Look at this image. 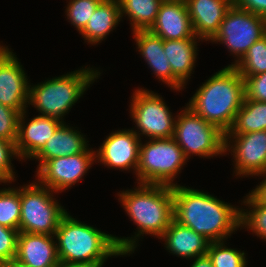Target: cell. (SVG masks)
Segmentation results:
<instances>
[{
    "label": "cell",
    "instance_id": "9a60e30c",
    "mask_svg": "<svg viewBox=\"0 0 266 267\" xmlns=\"http://www.w3.org/2000/svg\"><path fill=\"white\" fill-rule=\"evenodd\" d=\"M26 110L19 115L16 150L20 159L33 158L45 145L46 141L64 122L53 117L39 115L25 122Z\"/></svg>",
    "mask_w": 266,
    "mask_h": 267
},
{
    "label": "cell",
    "instance_id": "74e56055",
    "mask_svg": "<svg viewBox=\"0 0 266 267\" xmlns=\"http://www.w3.org/2000/svg\"><path fill=\"white\" fill-rule=\"evenodd\" d=\"M104 262H80L60 265V267H102Z\"/></svg>",
    "mask_w": 266,
    "mask_h": 267
},
{
    "label": "cell",
    "instance_id": "ba28073f",
    "mask_svg": "<svg viewBox=\"0 0 266 267\" xmlns=\"http://www.w3.org/2000/svg\"><path fill=\"white\" fill-rule=\"evenodd\" d=\"M53 192L36 182L19 188V232L55 235L59 222L67 211L53 198Z\"/></svg>",
    "mask_w": 266,
    "mask_h": 267
},
{
    "label": "cell",
    "instance_id": "30bf717a",
    "mask_svg": "<svg viewBox=\"0 0 266 267\" xmlns=\"http://www.w3.org/2000/svg\"><path fill=\"white\" fill-rule=\"evenodd\" d=\"M131 117L137 128L135 133L149 139L171 138L174 133L175 118L162 97L153 91L136 89L132 96ZM140 132V133H139Z\"/></svg>",
    "mask_w": 266,
    "mask_h": 267
},
{
    "label": "cell",
    "instance_id": "7402d4cb",
    "mask_svg": "<svg viewBox=\"0 0 266 267\" xmlns=\"http://www.w3.org/2000/svg\"><path fill=\"white\" fill-rule=\"evenodd\" d=\"M198 38L163 40V48L168 58L172 74L185 86L190 79L197 57Z\"/></svg>",
    "mask_w": 266,
    "mask_h": 267
},
{
    "label": "cell",
    "instance_id": "e575fe53",
    "mask_svg": "<svg viewBox=\"0 0 266 267\" xmlns=\"http://www.w3.org/2000/svg\"><path fill=\"white\" fill-rule=\"evenodd\" d=\"M234 5L266 18V0H233Z\"/></svg>",
    "mask_w": 266,
    "mask_h": 267
},
{
    "label": "cell",
    "instance_id": "9c48e42d",
    "mask_svg": "<svg viewBox=\"0 0 266 267\" xmlns=\"http://www.w3.org/2000/svg\"><path fill=\"white\" fill-rule=\"evenodd\" d=\"M266 34V18L234 4L226 13L218 32L210 40L225 44L239 61L257 40Z\"/></svg>",
    "mask_w": 266,
    "mask_h": 267
},
{
    "label": "cell",
    "instance_id": "277c9868",
    "mask_svg": "<svg viewBox=\"0 0 266 267\" xmlns=\"http://www.w3.org/2000/svg\"><path fill=\"white\" fill-rule=\"evenodd\" d=\"M54 236L61 265L105 262L108 257L123 255L115 236L75 220L68 212L61 218Z\"/></svg>",
    "mask_w": 266,
    "mask_h": 267
},
{
    "label": "cell",
    "instance_id": "603a6c76",
    "mask_svg": "<svg viewBox=\"0 0 266 267\" xmlns=\"http://www.w3.org/2000/svg\"><path fill=\"white\" fill-rule=\"evenodd\" d=\"M121 19L118 0H103L90 17L81 35L90 44H97L115 29Z\"/></svg>",
    "mask_w": 266,
    "mask_h": 267
},
{
    "label": "cell",
    "instance_id": "7c38bea8",
    "mask_svg": "<svg viewBox=\"0 0 266 267\" xmlns=\"http://www.w3.org/2000/svg\"><path fill=\"white\" fill-rule=\"evenodd\" d=\"M228 141L233 142L234 145L233 143L230 145L231 143ZM224 149L225 152L228 150L230 152L232 149L231 154L233 152L236 175L244 177L246 175L259 176V174L266 173V130L243 134H225Z\"/></svg>",
    "mask_w": 266,
    "mask_h": 267
},
{
    "label": "cell",
    "instance_id": "2e32d148",
    "mask_svg": "<svg viewBox=\"0 0 266 267\" xmlns=\"http://www.w3.org/2000/svg\"><path fill=\"white\" fill-rule=\"evenodd\" d=\"M150 32L163 40L197 38L194 34L186 1L162 2Z\"/></svg>",
    "mask_w": 266,
    "mask_h": 267
},
{
    "label": "cell",
    "instance_id": "d6a6232c",
    "mask_svg": "<svg viewBox=\"0 0 266 267\" xmlns=\"http://www.w3.org/2000/svg\"><path fill=\"white\" fill-rule=\"evenodd\" d=\"M19 231L0 224V264L16 258Z\"/></svg>",
    "mask_w": 266,
    "mask_h": 267
},
{
    "label": "cell",
    "instance_id": "f1b7e54d",
    "mask_svg": "<svg viewBox=\"0 0 266 267\" xmlns=\"http://www.w3.org/2000/svg\"><path fill=\"white\" fill-rule=\"evenodd\" d=\"M207 255L213 267H246L245 253L227 248L224 241L210 242Z\"/></svg>",
    "mask_w": 266,
    "mask_h": 267
},
{
    "label": "cell",
    "instance_id": "e0dca14e",
    "mask_svg": "<svg viewBox=\"0 0 266 267\" xmlns=\"http://www.w3.org/2000/svg\"><path fill=\"white\" fill-rule=\"evenodd\" d=\"M54 235L19 232L16 260L28 267H60Z\"/></svg>",
    "mask_w": 266,
    "mask_h": 267
},
{
    "label": "cell",
    "instance_id": "ab89813d",
    "mask_svg": "<svg viewBox=\"0 0 266 267\" xmlns=\"http://www.w3.org/2000/svg\"><path fill=\"white\" fill-rule=\"evenodd\" d=\"M161 2H177V1H185V0H160Z\"/></svg>",
    "mask_w": 266,
    "mask_h": 267
},
{
    "label": "cell",
    "instance_id": "4fadbf2b",
    "mask_svg": "<svg viewBox=\"0 0 266 267\" xmlns=\"http://www.w3.org/2000/svg\"><path fill=\"white\" fill-rule=\"evenodd\" d=\"M17 59L8 47L0 45V103L22 113L28 107L30 83Z\"/></svg>",
    "mask_w": 266,
    "mask_h": 267
},
{
    "label": "cell",
    "instance_id": "3957f363",
    "mask_svg": "<svg viewBox=\"0 0 266 267\" xmlns=\"http://www.w3.org/2000/svg\"><path fill=\"white\" fill-rule=\"evenodd\" d=\"M244 97L242 76L233 66H227L204 82L187 106L226 133L242 107Z\"/></svg>",
    "mask_w": 266,
    "mask_h": 267
},
{
    "label": "cell",
    "instance_id": "ac0fdd59",
    "mask_svg": "<svg viewBox=\"0 0 266 267\" xmlns=\"http://www.w3.org/2000/svg\"><path fill=\"white\" fill-rule=\"evenodd\" d=\"M194 34L205 41L218 32L233 0H185Z\"/></svg>",
    "mask_w": 266,
    "mask_h": 267
},
{
    "label": "cell",
    "instance_id": "f35d334b",
    "mask_svg": "<svg viewBox=\"0 0 266 267\" xmlns=\"http://www.w3.org/2000/svg\"><path fill=\"white\" fill-rule=\"evenodd\" d=\"M0 267H28V266L21 264L16 259H13L8 262L0 264Z\"/></svg>",
    "mask_w": 266,
    "mask_h": 267
},
{
    "label": "cell",
    "instance_id": "d6986e66",
    "mask_svg": "<svg viewBox=\"0 0 266 267\" xmlns=\"http://www.w3.org/2000/svg\"><path fill=\"white\" fill-rule=\"evenodd\" d=\"M134 39L138 51L154 74L173 90L180 91L184 85L172 74V70L163 48V39L149 30L135 31Z\"/></svg>",
    "mask_w": 266,
    "mask_h": 267
},
{
    "label": "cell",
    "instance_id": "4316f807",
    "mask_svg": "<svg viewBox=\"0 0 266 267\" xmlns=\"http://www.w3.org/2000/svg\"><path fill=\"white\" fill-rule=\"evenodd\" d=\"M21 200L19 189L0 190V224L19 231Z\"/></svg>",
    "mask_w": 266,
    "mask_h": 267
},
{
    "label": "cell",
    "instance_id": "8fae6325",
    "mask_svg": "<svg viewBox=\"0 0 266 267\" xmlns=\"http://www.w3.org/2000/svg\"><path fill=\"white\" fill-rule=\"evenodd\" d=\"M96 151L87 148L83 153L56 157L37 168L38 183L55 191L67 190L87 173Z\"/></svg>",
    "mask_w": 266,
    "mask_h": 267
},
{
    "label": "cell",
    "instance_id": "484cf974",
    "mask_svg": "<svg viewBox=\"0 0 266 267\" xmlns=\"http://www.w3.org/2000/svg\"><path fill=\"white\" fill-rule=\"evenodd\" d=\"M241 76H254L266 72V34L247 50L235 64H231Z\"/></svg>",
    "mask_w": 266,
    "mask_h": 267
},
{
    "label": "cell",
    "instance_id": "44dd1931",
    "mask_svg": "<svg viewBox=\"0 0 266 267\" xmlns=\"http://www.w3.org/2000/svg\"><path fill=\"white\" fill-rule=\"evenodd\" d=\"M80 133L63 122L32 159L40 160V167L45 161L56 157L83 153L88 148L89 141Z\"/></svg>",
    "mask_w": 266,
    "mask_h": 267
},
{
    "label": "cell",
    "instance_id": "5bb4252c",
    "mask_svg": "<svg viewBox=\"0 0 266 267\" xmlns=\"http://www.w3.org/2000/svg\"><path fill=\"white\" fill-rule=\"evenodd\" d=\"M141 138L132 129L113 132L103 141L95 153L98 162L110 168L136 170L139 164Z\"/></svg>",
    "mask_w": 266,
    "mask_h": 267
},
{
    "label": "cell",
    "instance_id": "ffe728a7",
    "mask_svg": "<svg viewBox=\"0 0 266 267\" xmlns=\"http://www.w3.org/2000/svg\"><path fill=\"white\" fill-rule=\"evenodd\" d=\"M160 239L165 240L170 253L181 258L192 259L207 254L210 241L191 228L173 220Z\"/></svg>",
    "mask_w": 266,
    "mask_h": 267
},
{
    "label": "cell",
    "instance_id": "1f68e13d",
    "mask_svg": "<svg viewBox=\"0 0 266 267\" xmlns=\"http://www.w3.org/2000/svg\"><path fill=\"white\" fill-rule=\"evenodd\" d=\"M19 155L14 142L0 139V182L7 183L14 181L15 172L13 171L11 159Z\"/></svg>",
    "mask_w": 266,
    "mask_h": 267
},
{
    "label": "cell",
    "instance_id": "cb8c5ba5",
    "mask_svg": "<svg viewBox=\"0 0 266 267\" xmlns=\"http://www.w3.org/2000/svg\"><path fill=\"white\" fill-rule=\"evenodd\" d=\"M266 130V102L244 97L231 128L225 134H243Z\"/></svg>",
    "mask_w": 266,
    "mask_h": 267
},
{
    "label": "cell",
    "instance_id": "836d02e7",
    "mask_svg": "<svg viewBox=\"0 0 266 267\" xmlns=\"http://www.w3.org/2000/svg\"><path fill=\"white\" fill-rule=\"evenodd\" d=\"M245 98L266 102V72L254 76H242Z\"/></svg>",
    "mask_w": 266,
    "mask_h": 267
},
{
    "label": "cell",
    "instance_id": "d4e9b609",
    "mask_svg": "<svg viewBox=\"0 0 266 267\" xmlns=\"http://www.w3.org/2000/svg\"><path fill=\"white\" fill-rule=\"evenodd\" d=\"M121 18L127 14L131 19L133 32L149 30L154 24L160 4V0H118Z\"/></svg>",
    "mask_w": 266,
    "mask_h": 267
},
{
    "label": "cell",
    "instance_id": "6da1fadb",
    "mask_svg": "<svg viewBox=\"0 0 266 267\" xmlns=\"http://www.w3.org/2000/svg\"><path fill=\"white\" fill-rule=\"evenodd\" d=\"M174 220L210 242L223 241L240 227L241 209L197 189L172 187Z\"/></svg>",
    "mask_w": 266,
    "mask_h": 267
},
{
    "label": "cell",
    "instance_id": "f546056e",
    "mask_svg": "<svg viewBox=\"0 0 266 267\" xmlns=\"http://www.w3.org/2000/svg\"><path fill=\"white\" fill-rule=\"evenodd\" d=\"M103 0H71L66 8L69 22L76 27L79 34L86 27L90 17Z\"/></svg>",
    "mask_w": 266,
    "mask_h": 267
},
{
    "label": "cell",
    "instance_id": "8d00e7d4",
    "mask_svg": "<svg viewBox=\"0 0 266 267\" xmlns=\"http://www.w3.org/2000/svg\"><path fill=\"white\" fill-rule=\"evenodd\" d=\"M193 259L194 262L190 267H213L212 262L207 254Z\"/></svg>",
    "mask_w": 266,
    "mask_h": 267
},
{
    "label": "cell",
    "instance_id": "5b68a950",
    "mask_svg": "<svg viewBox=\"0 0 266 267\" xmlns=\"http://www.w3.org/2000/svg\"><path fill=\"white\" fill-rule=\"evenodd\" d=\"M101 73L93 68H83L29 86V102L43 116L62 121L64 115L84 94Z\"/></svg>",
    "mask_w": 266,
    "mask_h": 267
},
{
    "label": "cell",
    "instance_id": "83f0119b",
    "mask_svg": "<svg viewBox=\"0 0 266 267\" xmlns=\"http://www.w3.org/2000/svg\"><path fill=\"white\" fill-rule=\"evenodd\" d=\"M243 203L250 210L241 209L240 227H247L257 236L266 239V205L259 204L250 194L246 195Z\"/></svg>",
    "mask_w": 266,
    "mask_h": 267
},
{
    "label": "cell",
    "instance_id": "d590c367",
    "mask_svg": "<svg viewBox=\"0 0 266 267\" xmlns=\"http://www.w3.org/2000/svg\"><path fill=\"white\" fill-rule=\"evenodd\" d=\"M260 176H265L264 180L260 182L259 186H256L254 190L249 192V194L262 205H266V173L259 174Z\"/></svg>",
    "mask_w": 266,
    "mask_h": 267
},
{
    "label": "cell",
    "instance_id": "52a82bcc",
    "mask_svg": "<svg viewBox=\"0 0 266 267\" xmlns=\"http://www.w3.org/2000/svg\"><path fill=\"white\" fill-rule=\"evenodd\" d=\"M172 138L187 159L191 154L208 158L225 153V133L205 121L187 105L176 116Z\"/></svg>",
    "mask_w": 266,
    "mask_h": 267
},
{
    "label": "cell",
    "instance_id": "7a4b0ae2",
    "mask_svg": "<svg viewBox=\"0 0 266 267\" xmlns=\"http://www.w3.org/2000/svg\"><path fill=\"white\" fill-rule=\"evenodd\" d=\"M138 185L134 190H126L118 194L123 208L139 229L131 238L115 236L116 244L124 256L132 254L137 247L136 241L141 235L151 234L160 238L174 220L171 186L140 183Z\"/></svg>",
    "mask_w": 266,
    "mask_h": 267
},
{
    "label": "cell",
    "instance_id": "8992f818",
    "mask_svg": "<svg viewBox=\"0 0 266 267\" xmlns=\"http://www.w3.org/2000/svg\"><path fill=\"white\" fill-rule=\"evenodd\" d=\"M187 161L182 149L171 138L150 139L139 146V164L136 170L140 184L174 187L175 176Z\"/></svg>",
    "mask_w": 266,
    "mask_h": 267
},
{
    "label": "cell",
    "instance_id": "4dcf8cb0",
    "mask_svg": "<svg viewBox=\"0 0 266 267\" xmlns=\"http://www.w3.org/2000/svg\"><path fill=\"white\" fill-rule=\"evenodd\" d=\"M20 113L0 103V139L16 143Z\"/></svg>",
    "mask_w": 266,
    "mask_h": 267
}]
</instances>
